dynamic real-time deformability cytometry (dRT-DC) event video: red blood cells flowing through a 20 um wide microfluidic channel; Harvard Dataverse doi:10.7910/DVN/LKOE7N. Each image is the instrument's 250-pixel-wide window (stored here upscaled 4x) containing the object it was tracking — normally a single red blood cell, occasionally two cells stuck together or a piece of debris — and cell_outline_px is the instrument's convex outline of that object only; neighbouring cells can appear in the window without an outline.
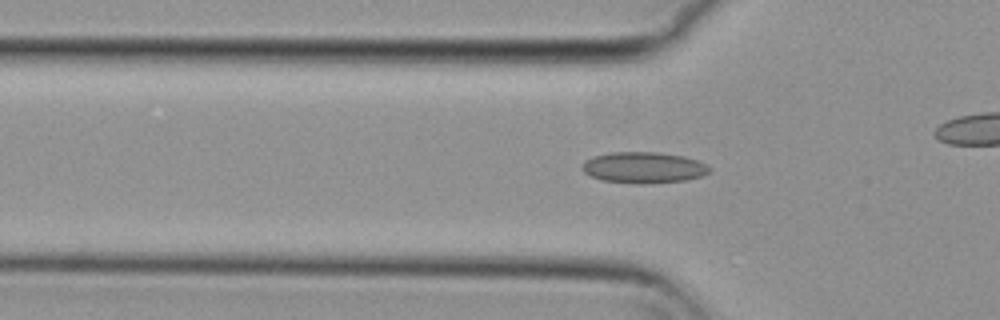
{"species": "common noctule bat (a hibernating species)", "species_latin": "Nyctalus noctula", "temperature_condition": "cold", "stored_images_in_passage": 44, "camera_frame_rate_fps": 3000, "um_per_image_px": 0.085, "animal": {"sex": "female", "body_mass_g": 29.2, "forearm_length_mm": 56.3}, "frame": {"image": 1, "passage_image": 18, "time_ms": 5.667, "image_size_px": [1000, 320], "cell_outline_px": [[712, 168], [708, 172], [700, 176], [684, 180], [644, 184], [632, 184], [600, 180], [584, 172], [580, 168], [580, 164], [584, 160], [592, 156], [608, 152], [656, 152], [684, 156], [708, 164]], "centroid_in_image_um": [54.65, 14.24], "position_along_channel_um": 71.2, "area_um2": 23.41}}
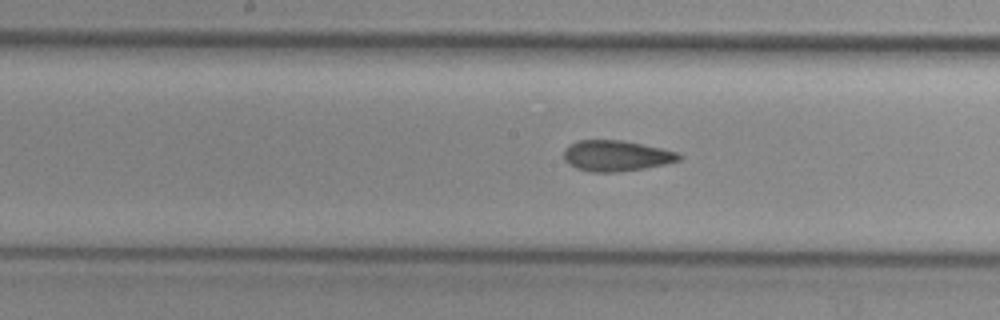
{"frame": {"image": 2, "passage_image": 28, "time_ms": 9.0, "image_size_px": [1000, 320], "cell_outline_px": [[684, 156], [680, 160], [664, 164], [644, 168], [616, 172], [592, 172], [576, 168], [568, 164], [564, 160], [564, 148], [568, 144], [576, 140], [620, 140], [660, 148], [676, 152]], "centroid_in_image_um": [52.33, 13.24], "position_along_channel_um": 195.9, "area_um2": 20.63}}
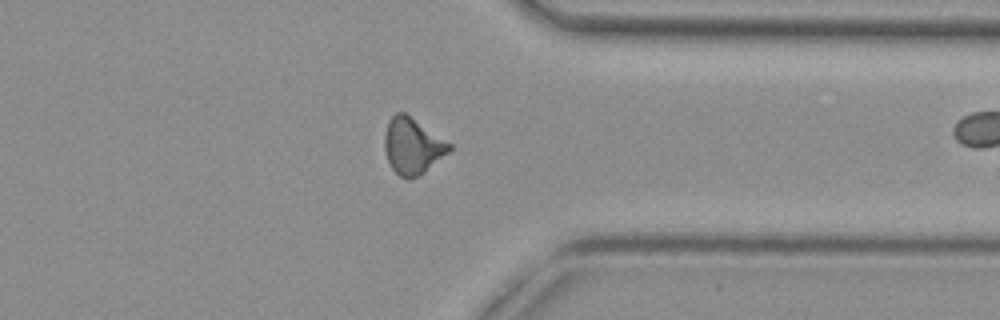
{"frame": {"image": 3, "passage_image": 43, "time_ms": 14.0, "image_size_px": [1000, 320], "cell_outline_px": [[452, 148], [448, 152], [424, 172], [412, 180], [408, 180], [400, 176], [392, 168], [388, 160], [384, 148], [384, 136], [388, 120], [396, 112], [404, 112], [452, 144]], "centroid_in_image_um": [35.04, 12.41], "position_along_channel_um": 376.4, "area_um2": 21.04}}